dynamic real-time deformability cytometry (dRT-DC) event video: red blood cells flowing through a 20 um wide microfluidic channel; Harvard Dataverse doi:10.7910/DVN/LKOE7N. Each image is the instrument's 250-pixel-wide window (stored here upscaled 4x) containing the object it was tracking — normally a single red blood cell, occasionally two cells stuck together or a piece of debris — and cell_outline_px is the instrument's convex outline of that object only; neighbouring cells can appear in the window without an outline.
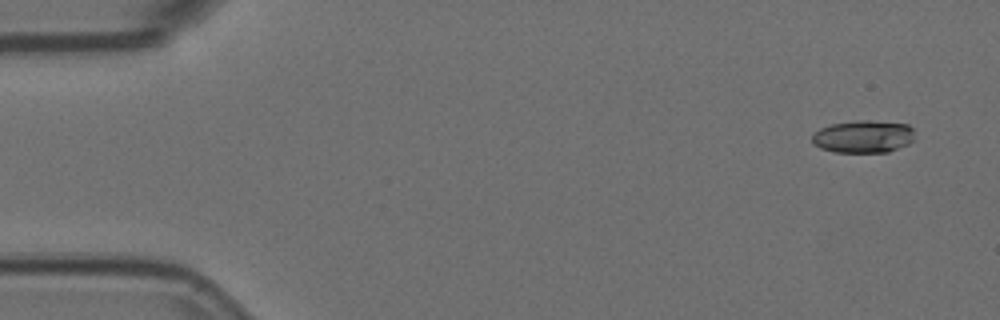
{"species": "Egyptian fruit bat (a non-hibernating species)", "species_latin": "Rousettus aegyptiacus", "temperature_condition": "room temperature", "stored_images_in_passage": 7, "camera_frame_rate_fps": 3000, "um_per_image_px": 0.085, "animal": {"sex": "female"}, "frame": {"image": 1, "passage_image": 2, "time_ms": 0.333, "image_size_px": [1000, 320], "cell_outline_px": [[912, 140], [908, 144], [888, 152], [836, 152], [820, 148], [812, 144], [812, 136], [820, 128], [832, 124], [860, 120], [872, 120], [908, 124], [912, 128]], "centroid_in_image_um": [73.36, 11.61], "position_along_channel_um": 11.6, "area_um2": 19.36}}
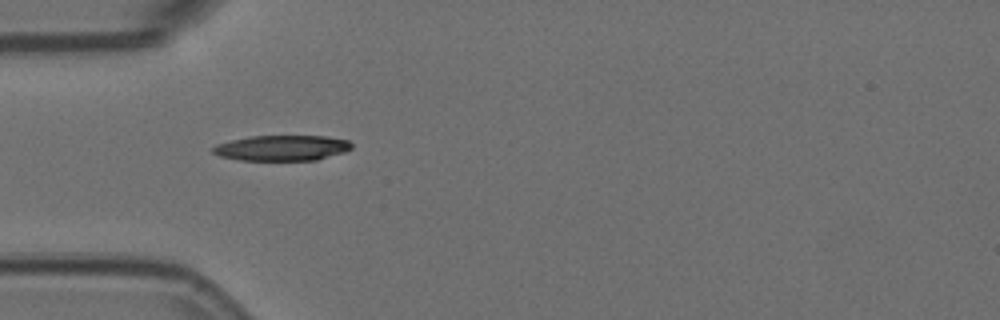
{"frame": {"image": 2, "passage_image": 6, "time_ms": 1.667, "image_size_px": [1000, 320], "cell_outline_px": [[352, 148], [344, 152], [316, 160], [240, 160], [220, 156], [212, 152], [212, 148], [216, 144], [232, 140], [252, 136], [324, 136], [348, 140], [352, 144]], "centroid_in_image_um": [23.97, 12.57], "position_along_channel_um": 61.0, "area_um2": 20.46}}
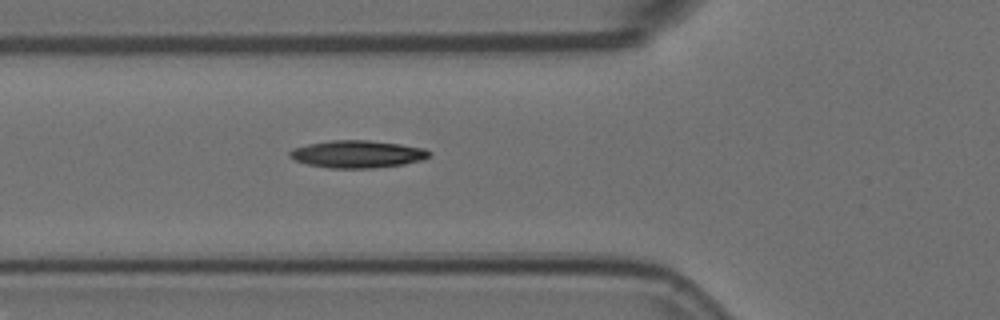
{"frame": {"image": 3, "passage_image": 7, "time_ms": 2.0, "image_size_px": [1000, 320], "cell_outline_px": [[432, 152], [424, 160], [404, 164], [372, 168], [328, 168], [308, 164], [296, 160], [288, 156], [288, 152], [296, 148], [308, 144], [332, 140], [368, 140], [400, 144], [424, 148]], "centroid_in_image_um": [30.41, 13.1], "position_along_channel_um": 95.4, "area_um2": 22.2}}